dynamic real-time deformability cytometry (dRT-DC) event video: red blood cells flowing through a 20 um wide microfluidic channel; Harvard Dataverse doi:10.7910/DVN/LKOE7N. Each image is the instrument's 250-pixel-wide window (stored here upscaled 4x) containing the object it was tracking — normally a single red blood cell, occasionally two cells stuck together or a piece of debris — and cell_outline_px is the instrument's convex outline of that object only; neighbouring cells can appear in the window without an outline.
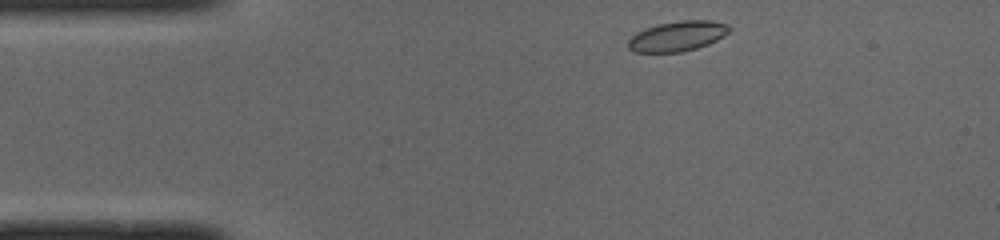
{"species": "common noctule bat (a hibernating species)", "species_latin": "Nyctalus noctula", "temperature_condition": "cold", "stored_images_in_passage": 43, "camera_frame_rate_fps": 3000, "um_per_image_px": 0.085, "animal": {"sex": "male", "body_mass_g": 19.0, "forearm_length_mm": 50.8}, "frame": {"image": 1, "passage_image": 1, "time_ms": 0.0, "image_size_px": [1000, 240], "cell_outline_px": [[732, 28], [724, 36], [708, 44], [696, 48], [680, 52], [636, 52], [628, 48], [628, 40], [636, 32], [644, 28], [660, 24], [680, 20], [712, 20], [728, 24]], "centroid_in_image_um": [57.6, 3.06], "position_along_channel_um": 27.4, "area_um2": 17.74}}
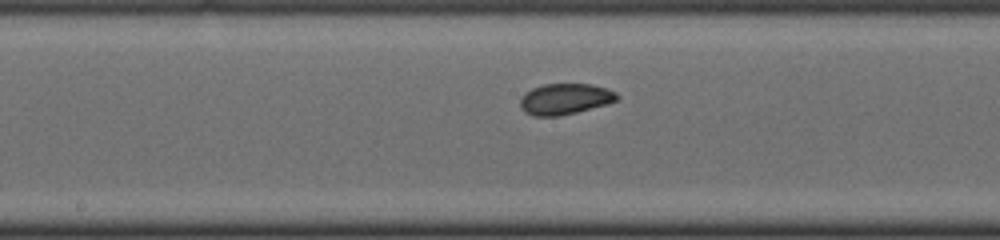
{"frame": {"image": 2, "passage_image": 18, "time_ms": 5.667, "image_size_px": [1000, 240], "cell_outline_px": [[620, 96], [616, 100], [608, 104], [576, 112], [556, 116], [532, 116], [524, 112], [520, 108], [520, 100], [532, 88], [544, 84], [588, 84], [604, 88], [616, 92]], "centroid_in_image_um": [48.02, 8.42], "position_along_channel_um": 200.2, "area_um2": 17.28}}
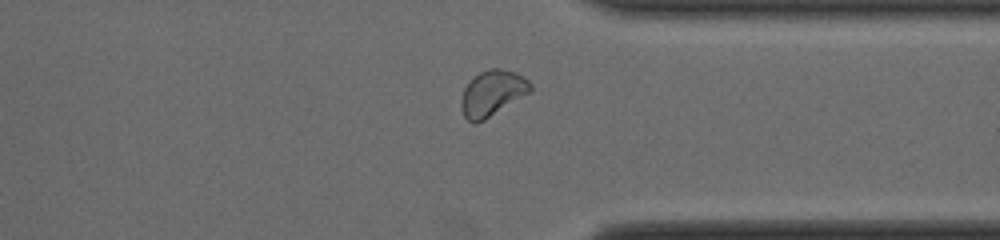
{"frame": {"image": 3, "passage_image": 31, "time_ms": 10.0, "image_size_px": [1000, 240], "cell_outline_px": [[532, 92], [484, 120], [476, 124], [472, 124], [464, 116], [460, 104], [460, 100], [464, 88], [480, 72], [492, 68], [500, 68], [516, 72], [524, 76], [532, 84]], "centroid_in_image_um": [41.87, 7.93], "position_along_channel_um": 369.5, "area_um2": 18.55}, "authors_computed_cell_mechanics": {"area_um2": 17.7446, "velocity_mm_per_s": 3.9515, "shape_relaxation_time_tau1_ms": null, "shape_relaxation_time_tau2_ms": 1.5911, "deformation_change_tau1": null, "deformation_change_tau2": 0.0541}}